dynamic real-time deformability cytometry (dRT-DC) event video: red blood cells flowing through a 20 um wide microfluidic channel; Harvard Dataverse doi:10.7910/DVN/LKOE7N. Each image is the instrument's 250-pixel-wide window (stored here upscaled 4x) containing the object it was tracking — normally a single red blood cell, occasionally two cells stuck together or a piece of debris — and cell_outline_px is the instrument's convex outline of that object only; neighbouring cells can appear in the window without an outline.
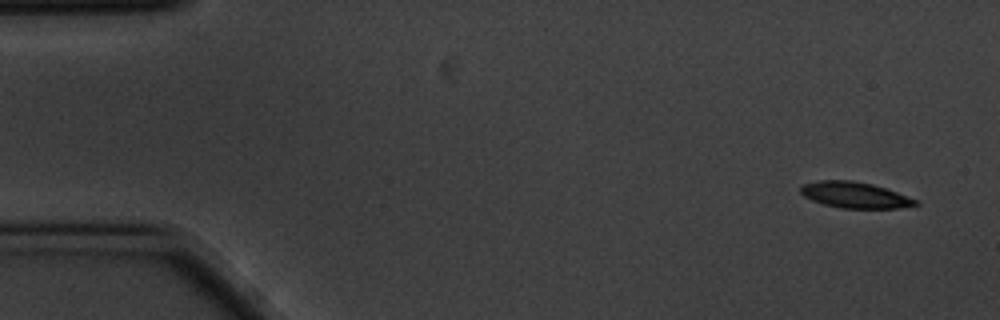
{"species": "common noctule bat (a hibernating species)", "species_latin": "Nyctalus noctula", "temperature_condition": "cold", "stored_images_in_passage": 5, "camera_frame_rate_fps": 3000, "um_per_image_px": 0.085, "animal": {"sex": "male", "body_mass_g": 20.1, "forearm_length_mm": 53.5}, "frame": {"image": 1, "passage_image": 1, "time_ms": 0.0, "image_size_px": [1000, 320], "cell_outline_px": [[920, 204], [900, 208], [840, 208], [824, 204], [812, 200], [804, 196], [800, 192], [800, 188], [804, 184], [820, 180], [852, 180], [872, 184], [920, 200]], "centroid_in_image_um": [72.69, 16.58], "position_along_channel_um": 12.3, "area_um2": 17.4}}
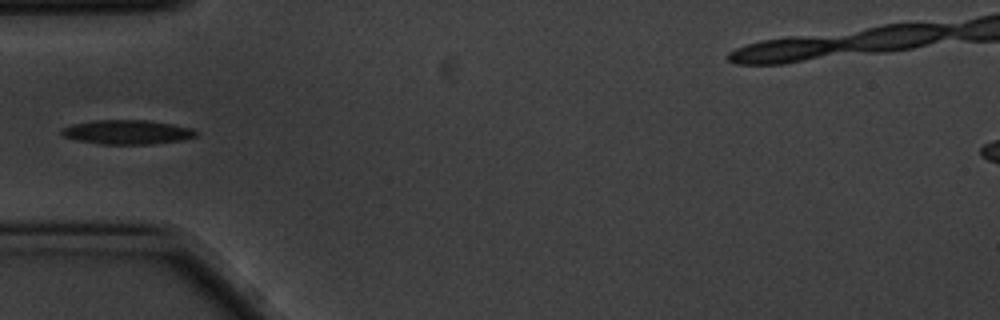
{"frame": {"image": 2, "passage_image": 5, "time_ms": 1.333, "image_size_px": [1000, 320], "cell_outline_px": [[200, 132], [196, 136], [184, 140], [152, 144], [100, 144], [76, 140], [64, 136], [60, 132], [60, 128], [72, 124], [96, 120], [148, 120], [172, 124], [192, 128]], "centroid_in_image_um": [10.83, 11.23], "position_along_channel_um": 74.2, "area_um2": 19.19}}